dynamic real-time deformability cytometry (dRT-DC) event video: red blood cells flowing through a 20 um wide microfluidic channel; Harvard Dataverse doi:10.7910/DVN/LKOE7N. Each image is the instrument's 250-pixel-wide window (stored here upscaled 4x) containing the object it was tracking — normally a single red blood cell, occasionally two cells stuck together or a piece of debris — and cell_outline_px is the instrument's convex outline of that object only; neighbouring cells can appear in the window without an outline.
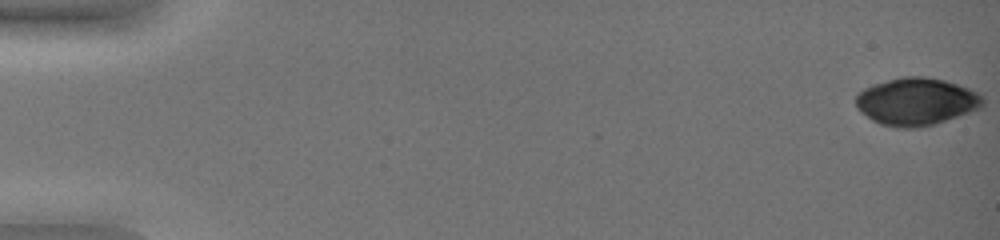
{"species": "common noctule bat (a hibernating species)", "species_latin": "Nyctalus noctula", "temperature_condition": "warm", "stored_images_in_passage": 53, "camera_frame_rate_fps": 3000, "um_per_image_px": 0.085, "animal": {"sex": "female", "body_mass_g": 19.0, "forearm_length_mm": 51.5}, "frame": {"image": 1, "passage_image": 1, "time_ms": 0.0, "image_size_px": [1000, 240], "cell_outline_px": [[984, 104], [980, 108], [936, 124], [920, 128], [896, 128], [880, 124], [872, 120], [860, 112], [856, 108], [856, 96], [864, 88], [872, 84], [904, 76], [924, 76], [944, 80], [968, 88], [984, 96]], "centroid_in_image_um": [77.88, 8.64], "position_along_channel_um": 7.1, "area_um2": 35.32}}
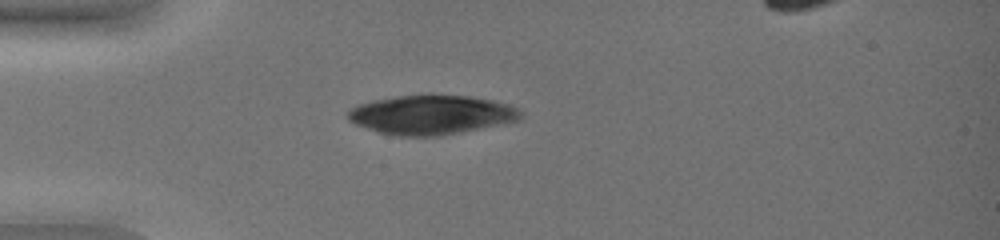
{"frame": {"image": 2, "passage_image": 17, "time_ms": 5.333, "image_size_px": [1000, 240], "cell_outline_px": [[524, 116], [520, 120], [440, 136], [392, 136], [376, 132], [356, 124], [348, 120], [348, 112], [356, 104], [372, 100], [396, 96], [432, 92], [472, 96], [492, 100], [508, 104], [520, 108], [524, 112]], "centroid_in_image_um": [36.68, 9.72], "position_along_channel_um": 48.3, "area_um2": 40.63}}